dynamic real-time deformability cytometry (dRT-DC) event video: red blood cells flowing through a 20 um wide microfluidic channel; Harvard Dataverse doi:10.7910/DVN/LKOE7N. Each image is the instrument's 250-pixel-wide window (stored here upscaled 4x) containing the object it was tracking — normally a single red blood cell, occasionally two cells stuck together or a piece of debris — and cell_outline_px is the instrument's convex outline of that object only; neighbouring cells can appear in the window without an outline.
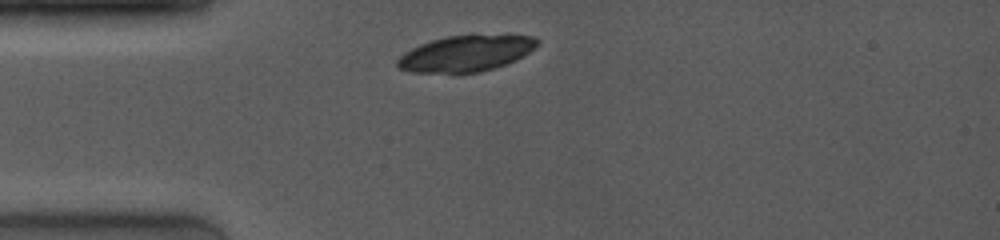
{"species": "common noctule bat (a hibernating species)", "species_latin": "Nyctalus noctula", "temperature_condition": "room temperature", "stored_images_in_passage": 3, "camera_frame_rate_fps": 4000, "um_per_image_px": 0.085, "animal": {"sex": "female", "body_mass_g": 19.0, "forearm_length_mm": 53.3}, "frame": {"image": 1, "passage_image": 1, "time_ms": 0.0, "image_size_px": [1000, 240], "cell_outline_px": [[540, 44], [536, 48], [516, 60], [480, 72], [408, 72], [400, 68], [396, 64], [396, 60], [404, 52], [420, 44], [432, 40], [448, 36], [508, 32], [536, 36], [540, 40]], "centroid_in_image_um": [39.72, 4.48], "position_along_channel_um": 45.3, "area_um2": 30.17}}